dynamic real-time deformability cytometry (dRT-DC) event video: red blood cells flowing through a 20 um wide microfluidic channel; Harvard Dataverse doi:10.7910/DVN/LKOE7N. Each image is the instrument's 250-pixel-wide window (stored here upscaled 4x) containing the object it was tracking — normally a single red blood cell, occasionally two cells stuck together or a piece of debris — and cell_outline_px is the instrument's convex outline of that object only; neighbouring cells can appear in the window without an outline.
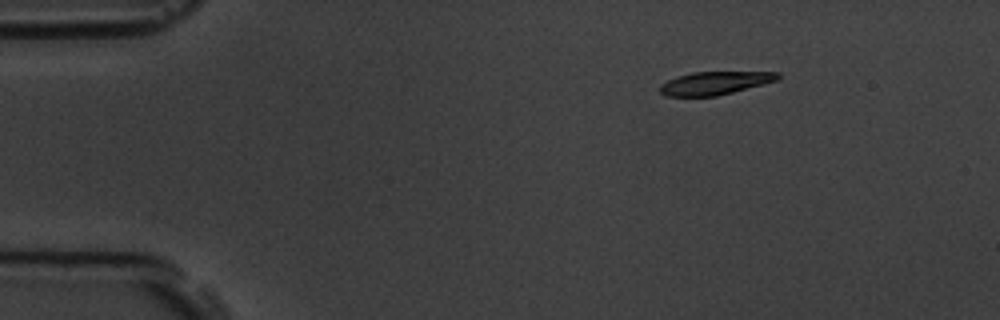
{"species": "common noctule bat (a hibernating species)", "species_latin": "Nyctalus noctula", "temperature_condition": "room temperature", "stored_images_in_passage": 4, "camera_frame_rate_fps": 3000, "um_per_image_px": 0.085, "animal": {"sex": "male", "body_mass_g": 19.5, "forearm_length_mm": 54.6}, "frame": {"image": 1, "passage_image": 2, "time_ms": 2.0, "image_size_px": [1000, 320], "cell_outline_px": [[780, 76], [776, 80], [764, 84], [716, 96], [664, 96], [660, 92], [660, 84], [676, 76], [692, 72], [780, 72]], "centroid_in_image_um": [60.73, 7.06], "position_along_channel_um": 24.3, "area_um2": 15.78}}